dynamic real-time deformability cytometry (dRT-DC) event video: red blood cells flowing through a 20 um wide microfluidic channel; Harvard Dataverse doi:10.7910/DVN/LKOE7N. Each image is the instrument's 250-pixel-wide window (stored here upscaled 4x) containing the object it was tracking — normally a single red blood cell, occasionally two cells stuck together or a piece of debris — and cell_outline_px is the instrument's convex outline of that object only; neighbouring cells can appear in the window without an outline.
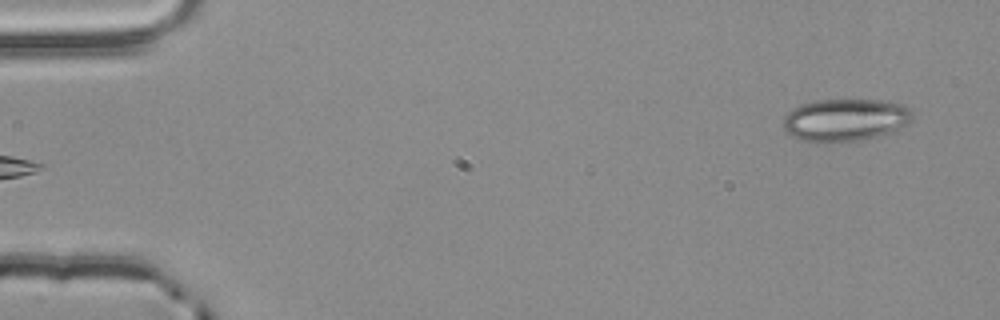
{"species": "common noctule bat (a hibernating species)", "species_latin": "Nyctalus noctula", "temperature_condition": "room temperature", "stored_images_in_passage": 5, "segment_of_instrument_passage": [2, 2], "camera_frame_rate_fps": 3000, "um_per_image_px": 0.085, "animal": {"sex": "male", "body_mass_g": 20.4}, "frame": {"image": 1, "passage_image": 5, "time_ms": 1.333, "image_size_px": [1000, 320], "cell_outline_px": [[912, 120], [892, 132], [880, 136], [860, 140], [800, 140], [784, 132], [784, 116], [792, 108], [800, 104], [816, 100], [880, 100], [900, 104], [912, 108]], "centroid_in_image_um": [71.85, 10.16], "position_along_channel_um": 13.2, "area_um2": 31.62}}